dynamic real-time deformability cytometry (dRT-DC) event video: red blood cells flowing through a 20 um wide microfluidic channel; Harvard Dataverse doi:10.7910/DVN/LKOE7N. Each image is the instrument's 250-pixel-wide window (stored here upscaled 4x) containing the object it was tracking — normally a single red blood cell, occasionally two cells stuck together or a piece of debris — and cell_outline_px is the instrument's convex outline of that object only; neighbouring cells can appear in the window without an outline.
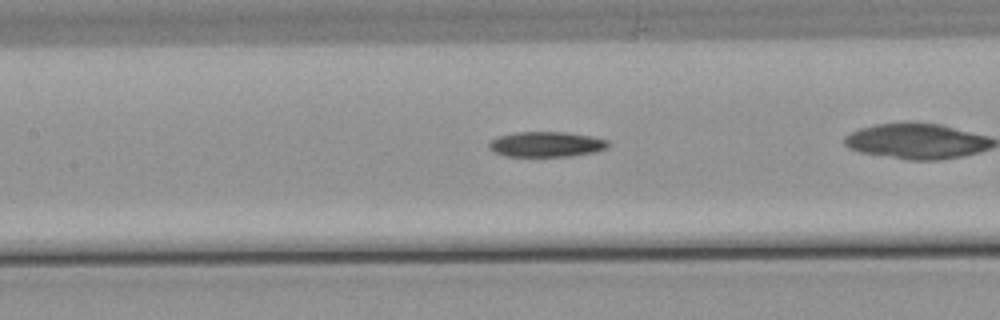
{"species": "common noctule bat (a hibernating species)", "species_latin": "Nyctalus noctula", "temperature_condition": "warm", "stored_images_in_passage": 32, "camera_frame_rate_fps": 3000, "um_per_image_px": 0.085, "animal": {"sex": "male", "body_mass_g": 21.5, "forearm_length_mm": 52.0}, "frame": {"image": 1, "passage_image": 15, "time_ms": 4.667, "image_size_px": [1000, 320], "cell_outline_px": [[608, 148], [596, 152], [572, 156], [504, 156], [492, 152], [488, 148], [488, 144], [492, 140], [500, 136], [516, 132], [564, 132], [592, 136], [608, 140]], "centroid_in_image_um": [46.44, 12.27], "position_along_channel_um": 161.0, "area_um2": 17.63}}
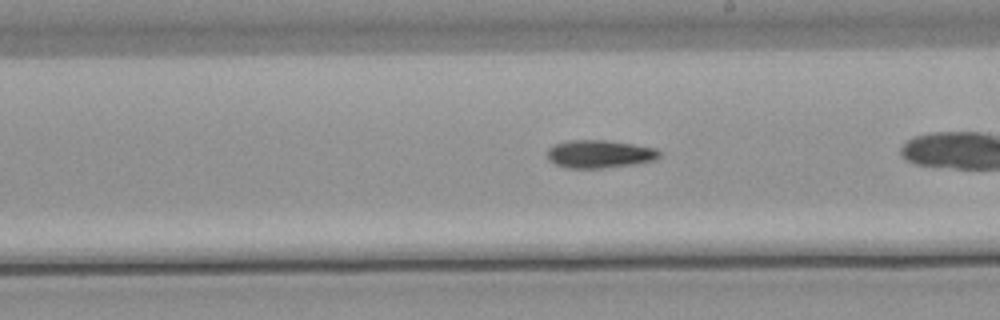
{"frame": {"image": 2, "passage_image": 21, "time_ms": 6.667, "image_size_px": [1000, 320], "cell_outline_px": [[660, 156], [652, 160], [632, 164], [600, 168], [568, 168], [556, 164], [548, 160], [548, 148], [556, 144], [568, 140], [604, 140], [632, 144], [656, 148], [660, 152]], "centroid_in_image_um": [50.93, 13.08], "position_along_channel_um": 238.1, "area_um2": 17.98}}
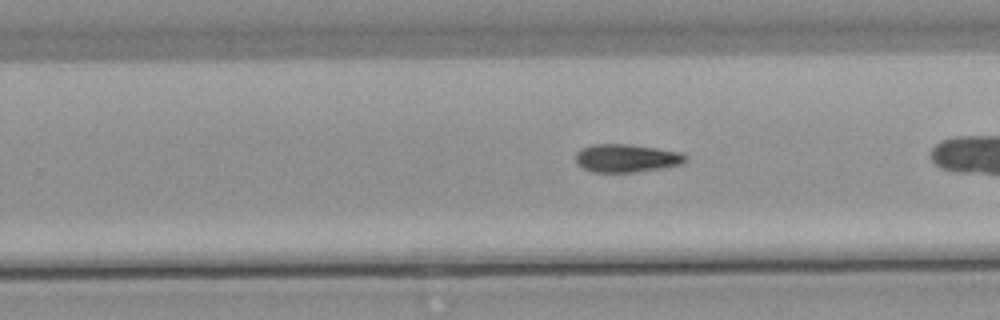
{"frame": {"image": 3, "passage_image": 24, "time_ms": 7.667, "image_size_px": [1000, 320], "cell_outline_px": [[688, 160], [680, 164], [660, 168], [636, 172], [592, 172], [584, 168], [576, 160], [576, 152], [580, 148], [592, 144], [628, 144], [656, 148], [680, 152], [688, 156]], "centroid_in_image_um": [53.25, 13.43], "position_along_channel_um": 276.5, "area_um2": 17.92}}